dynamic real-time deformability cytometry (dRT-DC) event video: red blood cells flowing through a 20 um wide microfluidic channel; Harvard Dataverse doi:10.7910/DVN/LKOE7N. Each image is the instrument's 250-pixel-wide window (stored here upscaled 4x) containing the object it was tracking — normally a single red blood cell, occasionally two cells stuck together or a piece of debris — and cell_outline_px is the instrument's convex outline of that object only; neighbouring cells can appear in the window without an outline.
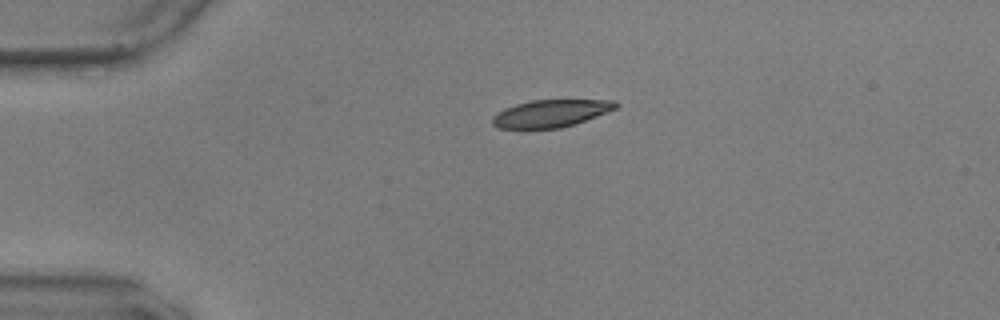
{"species": "common noctule bat (a hibernating species)", "species_latin": "Nyctalus noctula", "temperature_condition": "warm", "stored_images_in_passage": 45, "camera_frame_rate_fps": 3000, "um_per_image_px": 0.085, "animal": {"sex": "male", "body_mass_g": 17.9, "forearm_length_mm": 54.2}, "frame": {"image": 1, "passage_image": 1, "time_ms": 0.0, "image_size_px": [1000, 320], "cell_outline_px": [[620, 104], [616, 108], [608, 112], [576, 124], [560, 128], [528, 132], [496, 128], [492, 124], [492, 116], [504, 108], [516, 104], [532, 100], [616, 100]], "centroid_in_image_um": [46.75, 9.7], "position_along_channel_um": 38.3, "area_um2": 20.69}}
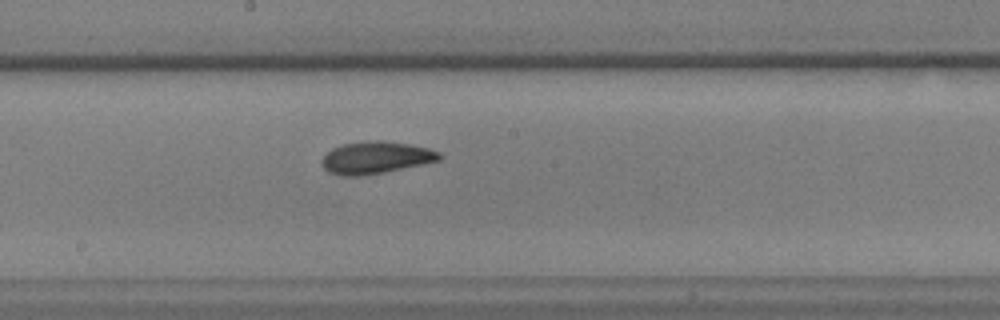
{"frame": {"image": 2, "passage_image": 19, "time_ms": 6.0, "image_size_px": [1000, 320], "cell_outline_px": [[444, 156], [440, 160], [384, 172], [360, 176], [340, 176], [328, 172], [320, 164], [320, 160], [332, 148], [344, 144], [376, 140], [380, 140], [408, 144], [428, 148], [440, 152]], "centroid_in_image_um": [31.92, 13.41], "position_along_channel_um": 216.3, "area_um2": 21.96}}
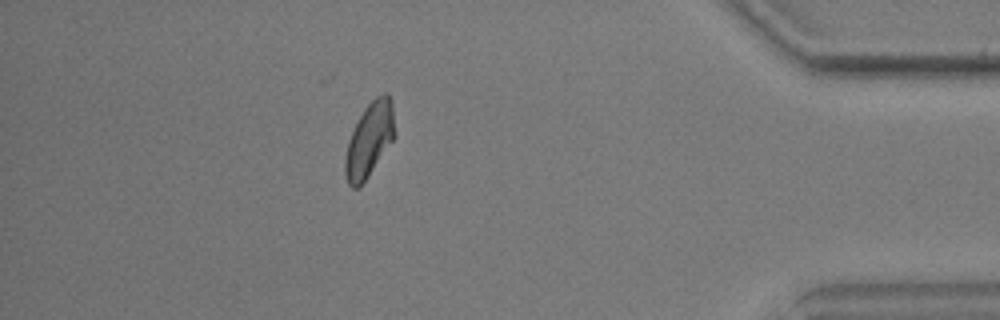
{"frame": {"image": 3, "passage_image": 38, "time_ms": 12.333, "image_size_px": [1000, 320], "cell_outline_px": [[396, 136], [360, 188], [352, 188], [348, 184], [344, 172], [344, 156], [348, 140], [364, 108], [376, 96], [384, 92], [388, 92], [392, 104]], "centroid_in_image_um": [31.4, 11.9], "position_along_channel_um": 403.8, "area_um2": 21.68}, "authors_computed_cell_mechanics": {"area_um2": 21.2126, "velocity_mm_per_s": 3.5879, "shape_relaxation_time_tau1_ms": 4.7116, "shape_relaxation_time_tau2_ms": 2.4144, "deformation_change_tau1": 0.134, "deformation_change_tau2": 0.0832}}